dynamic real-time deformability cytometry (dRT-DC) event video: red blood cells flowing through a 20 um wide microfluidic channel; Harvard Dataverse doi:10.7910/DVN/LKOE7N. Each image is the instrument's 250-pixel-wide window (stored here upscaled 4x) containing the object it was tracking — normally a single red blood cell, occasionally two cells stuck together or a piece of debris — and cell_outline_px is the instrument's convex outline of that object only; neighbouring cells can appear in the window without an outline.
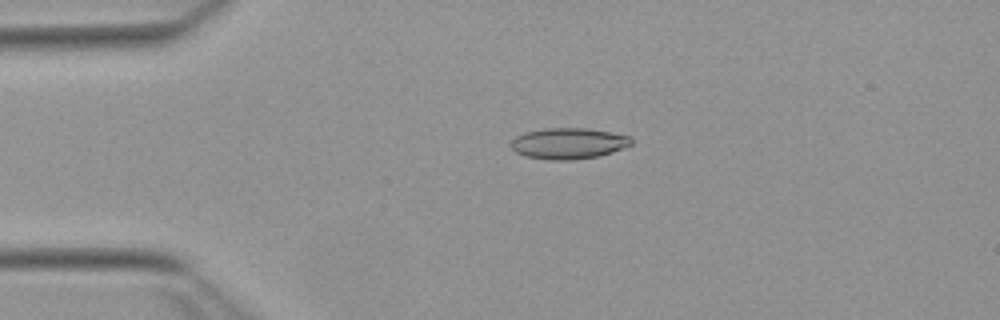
{"species": "Egyptian fruit bat (a non-hibernating species)", "species_latin": "Rousettus aegyptiacus", "temperature_condition": "warm", "stored_images_in_passage": 43, "camera_frame_rate_fps": 3000, "um_per_image_px": 0.085, "animal": {"sex": "female"}, "frame": {"image": 1, "passage_image": 1, "time_ms": 0.0, "image_size_px": [1000, 320], "cell_outline_px": [[632, 144], [624, 148], [612, 152], [596, 156], [572, 160], [552, 160], [524, 156], [516, 152], [512, 148], [512, 140], [516, 136], [524, 132], [544, 128], [588, 128], [612, 132], [632, 136]], "centroid_in_image_um": [48.34, 12.18], "position_along_channel_um": 36.7, "area_um2": 21.85}}
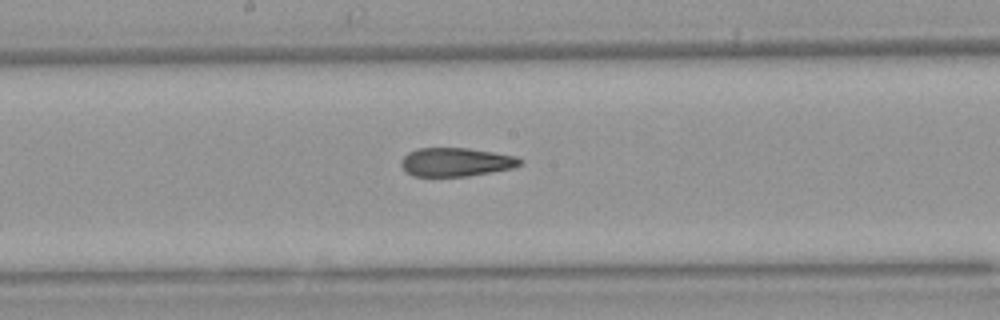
{"frame": {"image": 2, "passage_image": 17, "time_ms": 5.333, "image_size_px": [1000, 320], "cell_outline_px": [[524, 160], [520, 164], [512, 168], [468, 176], [412, 176], [400, 164], [400, 160], [408, 152], [416, 148], [468, 148], [516, 156]], "centroid_in_image_um": [38.74, 13.77], "position_along_channel_um": 209.5, "area_um2": 19.77}}
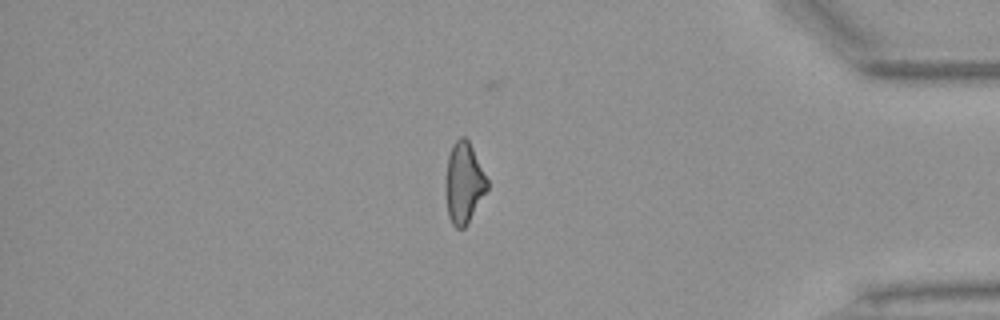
{"frame": {"image": 3, "passage_image": 34, "time_ms": 11.0, "image_size_px": [1000, 320], "cell_outline_px": [[488, 188], [468, 224], [464, 228], [456, 228], [452, 224], [448, 216], [444, 192], [444, 184], [448, 156], [452, 144], [460, 136], [464, 136], [468, 140], [488, 180]], "centroid_in_image_um": [39.39, 15.57], "position_along_channel_um": 395.8, "area_um2": 19.88}, "authors_computed_cell_mechanics": {"area_um2": 20.6924, "velocity_mm_per_s": 3.8729, "shape_relaxation_time_tau1_ms": null, "shape_relaxation_time_tau2_ms": 2.7618, "deformation_change_tau1": null, "deformation_change_tau2": 0.1171}}